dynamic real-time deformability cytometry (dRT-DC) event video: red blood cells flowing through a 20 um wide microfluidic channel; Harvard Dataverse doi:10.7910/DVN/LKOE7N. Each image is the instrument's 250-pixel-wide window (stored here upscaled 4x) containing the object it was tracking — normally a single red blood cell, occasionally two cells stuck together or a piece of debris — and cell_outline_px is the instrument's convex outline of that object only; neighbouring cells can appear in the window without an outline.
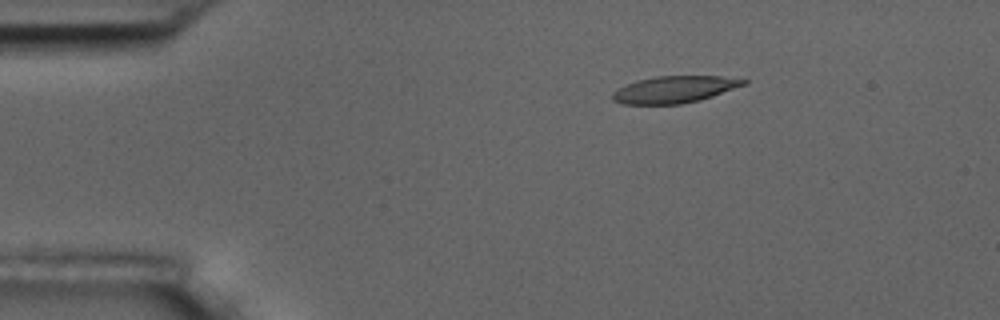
{"species": "common noctule bat (a hibernating species)", "species_latin": "Nyctalus noctula", "temperature_condition": "room temperature", "stored_images_in_passage": 5, "camera_frame_rate_fps": 3000, "um_per_image_px": 0.085, "animal": {"sex": "male", "body_mass_g": 17.5, "forearm_length_mm": 52.3}, "frame": {"image": 1, "passage_image": 3, "time_ms": 2.333, "image_size_px": [1000, 320], "cell_outline_px": [[748, 84], [700, 100], [680, 104], [624, 104], [612, 100], [612, 92], [636, 80], [656, 76], [720, 76], [748, 80]], "centroid_in_image_um": [57.34, 7.6], "position_along_channel_um": 27.7, "area_um2": 20.46}}